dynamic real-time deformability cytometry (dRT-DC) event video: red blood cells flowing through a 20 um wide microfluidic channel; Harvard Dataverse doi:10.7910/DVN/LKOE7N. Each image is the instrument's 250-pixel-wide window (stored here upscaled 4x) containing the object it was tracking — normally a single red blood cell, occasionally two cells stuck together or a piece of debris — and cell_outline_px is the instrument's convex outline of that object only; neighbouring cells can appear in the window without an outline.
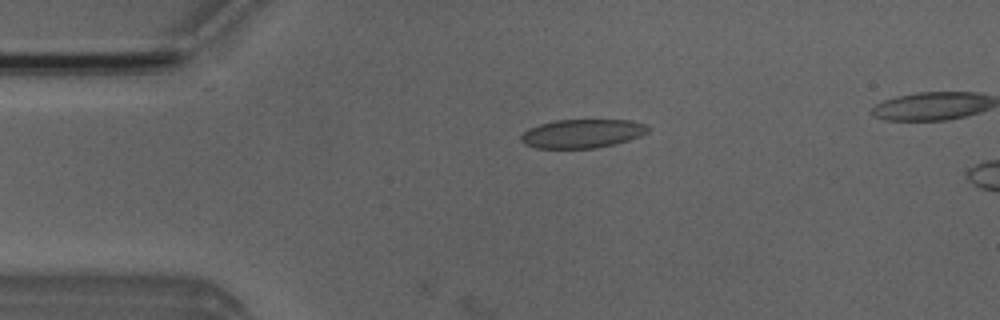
{"species": "Egyptian fruit bat (a non-hibernating species)", "species_latin": "Rousettus aegyptiacus", "temperature_condition": "room temperature", "stored_images_in_passage": 3, "camera_frame_rate_fps": 3000, "um_per_image_px": 0.085, "animal": {"sex": "male"}, "frame": {"image": 1, "passage_image": 3, "time_ms": 2.333, "image_size_px": [1000, 320], "cell_outline_px": [[652, 128], [648, 132], [640, 136], [616, 144], [596, 148], [536, 148], [524, 144], [520, 140], [520, 136], [524, 132], [540, 124], [556, 120], [632, 120], [644, 124]], "centroid_in_image_um": [49.52, 11.36], "position_along_channel_um": 35.5, "area_um2": 21.27}}